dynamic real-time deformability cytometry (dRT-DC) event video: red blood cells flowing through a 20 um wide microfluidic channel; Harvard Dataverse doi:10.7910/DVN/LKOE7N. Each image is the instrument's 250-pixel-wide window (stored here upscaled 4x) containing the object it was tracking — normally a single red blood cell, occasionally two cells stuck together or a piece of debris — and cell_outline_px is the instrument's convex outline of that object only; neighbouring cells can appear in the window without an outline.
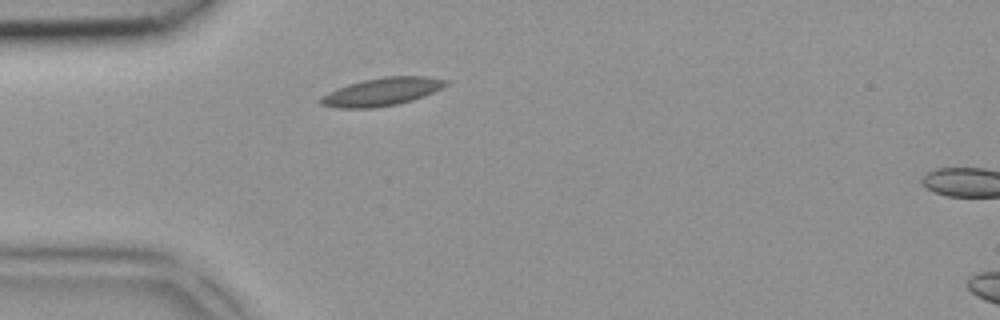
{"species": "common noctule bat (a hibernating species)", "species_latin": "Nyctalus noctula", "temperature_condition": "room temperature", "stored_images_in_passage": 2, "segment_of_instrument_passage": [1, 2], "camera_frame_rate_fps": 3000, "um_per_image_px": 0.085, "animal": {"sex": "female", "body_mass_g": 18.4}, "frame": {"image": 1, "passage_image": 1, "time_ms": 0.0, "image_size_px": [1000, 320], "cell_outline_px": [[448, 84], [432, 92], [412, 100], [396, 104], [372, 108], [340, 108], [320, 104], [320, 96], [328, 92], [348, 84], [364, 80], [384, 76], [424, 76], [448, 80]], "centroid_in_image_um": [32.43, 7.79], "position_along_channel_um": 52.6, "area_um2": 20.11}}